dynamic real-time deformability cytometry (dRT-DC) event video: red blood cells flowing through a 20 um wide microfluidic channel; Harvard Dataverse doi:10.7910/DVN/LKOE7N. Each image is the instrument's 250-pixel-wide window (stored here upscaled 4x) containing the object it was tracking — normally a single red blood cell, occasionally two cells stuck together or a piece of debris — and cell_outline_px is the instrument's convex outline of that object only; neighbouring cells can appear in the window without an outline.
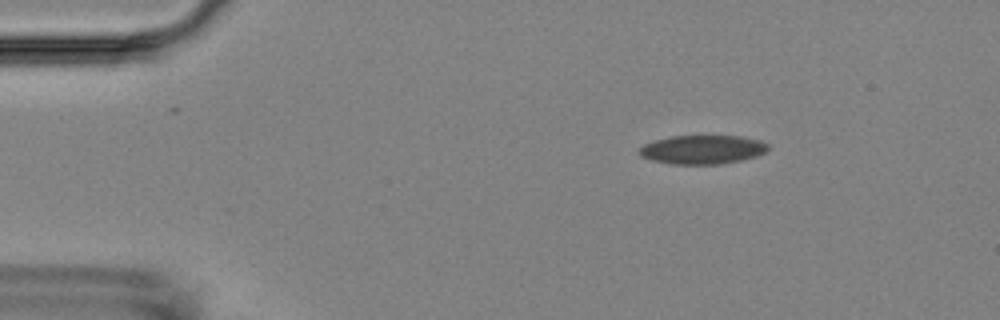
{"species": "Egyptian fruit bat (a non-hibernating species)", "species_latin": "Rousettus aegyptiacus", "temperature_condition": "room temperature", "stored_images_in_passage": 3, "camera_frame_rate_fps": 3000, "um_per_image_px": 0.085, "animal": {"sex": "female"}, "frame": {"image": 1, "passage_image": 1, "time_ms": 0.0, "image_size_px": [1000, 320], "cell_outline_px": [[768, 148], [764, 152], [756, 156], [740, 160], [720, 164], [672, 164], [652, 160], [640, 156], [636, 152], [644, 144], [656, 140], [672, 136], [740, 136], [760, 140], [768, 144]], "centroid_in_image_um": [59.68, 12.71], "position_along_channel_um": 25.3, "area_um2": 21.56}}